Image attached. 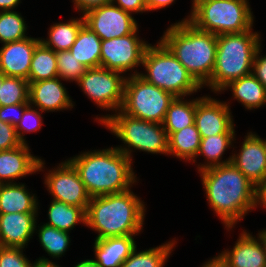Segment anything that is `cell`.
Listing matches in <instances>:
<instances>
[{
    "label": "cell",
    "mask_w": 266,
    "mask_h": 267,
    "mask_svg": "<svg viewBox=\"0 0 266 267\" xmlns=\"http://www.w3.org/2000/svg\"><path fill=\"white\" fill-rule=\"evenodd\" d=\"M197 173L209 207L226 230H233L249 212L259 207V189L232 162Z\"/></svg>",
    "instance_id": "cell-1"
},
{
    "label": "cell",
    "mask_w": 266,
    "mask_h": 267,
    "mask_svg": "<svg viewBox=\"0 0 266 267\" xmlns=\"http://www.w3.org/2000/svg\"><path fill=\"white\" fill-rule=\"evenodd\" d=\"M67 160L91 198L125 192L139 181L133 170L134 161L113 146L81 152Z\"/></svg>",
    "instance_id": "cell-2"
},
{
    "label": "cell",
    "mask_w": 266,
    "mask_h": 267,
    "mask_svg": "<svg viewBox=\"0 0 266 267\" xmlns=\"http://www.w3.org/2000/svg\"><path fill=\"white\" fill-rule=\"evenodd\" d=\"M131 190L90 199L85 226L97 234L95 239L143 232L147 208L145 202Z\"/></svg>",
    "instance_id": "cell-3"
},
{
    "label": "cell",
    "mask_w": 266,
    "mask_h": 267,
    "mask_svg": "<svg viewBox=\"0 0 266 267\" xmlns=\"http://www.w3.org/2000/svg\"><path fill=\"white\" fill-rule=\"evenodd\" d=\"M163 33L160 41L204 89L215 66L217 35L179 20Z\"/></svg>",
    "instance_id": "cell-4"
},
{
    "label": "cell",
    "mask_w": 266,
    "mask_h": 267,
    "mask_svg": "<svg viewBox=\"0 0 266 267\" xmlns=\"http://www.w3.org/2000/svg\"><path fill=\"white\" fill-rule=\"evenodd\" d=\"M260 35L253 28L242 33L218 35L215 66L210 80L204 86L220 94L230 82L250 75L254 55L262 45Z\"/></svg>",
    "instance_id": "cell-5"
},
{
    "label": "cell",
    "mask_w": 266,
    "mask_h": 267,
    "mask_svg": "<svg viewBox=\"0 0 266 267\" xmlns=\"http://www.w3.org/2000/svg\"><path fill=\"white\" fill-rule=\"evenodd\" d=\"M94 119L122 141L123 145L116 148L131 160L135 150L168 156V135L163 124L132 117L121 109L114 114L97 115Z\"/></svg>",
    "instance_id": "cell-6"
},
{
    "label": "cell",
    "mask_w": 266,
    "mask_h": 267,
    "mask_svg": "<svg viewBox=\"0 0 266 267\" xmlns=\"http://www.w3.org/2000/svg\"><path fill=\"white\" fill-rule=\"evenodd\" d=\"M191 13L181 21L215 35L242 33L254 26L249 0H191Z\"/></svg>",
    "instance_id": "cell-7"
},
{
    "label": "cell",
    "mask_w": 266,
    "mask_h": 267,
    "mask_svg": "<svg viewBox=\"0 0 266 267\" xmlns=\"http://www.w3.org/2000/svg\"><path fill=\"white\" fill-rule=\"evenodd\" d=\"M142 67V78L175 97H188L203 88L160 40L148 45Z\"/></svg>",
    "instance_id": "cell-8"
},
{
    "label": "cell",
    "mask_w": 266,
    "mask_h": 267,
    "mask_svg": "<svg viewBox=\"0 0 266 267\" xmlns=\"http://www.w3.org/2000/svg\"><path fill=\"white\" fill-rule=\"evenodd\" d=\"M175 96L147 82L140 75H129L124 84L121 110L132 117L162 124Z\"/></svg>",
    "instance_id": "cell-9"
},
{
    "label": "cell",
    "mask_w": 266,
    "mask_h": 267,
    "mask_svg": "<svg viewBox=\"0 0 266 267\" xmlns=\"http://www.w3.org/2000/svg\"><path fill=\"white\" fill-rule=\"evenodd\" d=\"M126 77L103 67L89 68L76 84L97 107L113 114L122 108Z\"/></svg>",
    "instance_id": "cell-10"
},
{
    "label": "cell",
    "mask_w": 266,
    "mask_h": 267,
    "mask_svg": "<svg viewBox=\"0 0 266 267\" xmlns=\"http://www.w3.org/2000/svg\"><path fill=\"white\" fill-rule=\"evenodd\" d=\"M138 33L137 28L132 34L101 40L100 67L123 75L127 71L131 73H127L128 76L139 75L137 68L142 66L145 50L150 43L140 39Z\"/></svg>",
    "instance_id": "cell-11"
},
{
    "label": "cell",
    "mask_w": 266,
    "mask_h": 267,
    "mask_svg": "<svg viewBox=\"0 0 266 267\" xmlns=\"http://www.w3.org/2000/svg\"><path fill=\"white\" fill-rule=\"evenodd\" d=\"M53 168L44 174L43 183L53 200L86 211L91 197L74 166L66 159Z\"/></svg>",
    "instance_id": "cell-12"
},
{
    "label": "cell",
    "mask_w": 266,
    "mask_h": 267,
    "mask_svg": "<svg viewBox=\"0 0 266 267\" xmlns=\"http://www.w3.org/2000/svg\"><path fill=\"white\" fill-rule=\"evenodd\" d=\"M87 27L101 40H109L132 34L139 25L133 14L124 11L113 3L94 8L84 15Z\"/></svg>",
    "instance_id": "cell-13"
},
{
    "label": "cell",
    "mask_w": 266,
    "mask_h": 267,
    "mask_svg": "<svg viewBox=\"0 0 266 267\" xmlns=\"http://www.w3.org/2000/svg\"><path fill=\"white\" fill-rule=\"evenodd\" d=\"M229 103L212 98L211 95L197 98L194 123L201 137L236 134Z\"/></svg>",
    "instance_id": "cell-14"
},
{
    "label": "cell",
    "mask_w": 266,
    "mask_h": 267,
    "mask_svg": "<svg viewBox=\"0 0 266 267\" xmlns=\"http://www.w3.org/2000/svg\"><path fill=\"white\" fill-rule=\"evenodd\" d=\"M239 152L232 153L231 162L259 190L266 185V148L263 138L255 132H247ZM236 152V153H235Z\"/></svg>",
    "instance_id": "cell-15"
},
{
    "label": "cell",
    "mask_w": 266,
    "mask_h": 267,
    "mask_svg": "<svg viewBox=\"0 0 266 267\" xmlns=\"http://www.w3.org/2000/svg\"><path fill=\"white\" fill-rule=\"evenodd\" d=\"M29 148V144H22L0 151V184L16 183L14 180L45 171V161L31 154Z\"/></svg>",
    "instance_id": "cell-16"
},
{
    "label": "cell",
    "mask_w": 266,
    "mask_h": 267,
    "mask_svg": "<svg viewBox=\"0 0 266 267\" xmlns=\"http://www.w3.org/2000/svg\"><path fill=\"white\" fill-rule=\"evenodd\" d=\"M60 77L29 83V104L42 112H57L72 109L73 99Z\"/></svg>",
    "instance_id": "cell-17"
},
{
    "label": "cell",
    "mask_w": 266,
    "mask_h": 267,
    "mask_svg": "<svg viewBox=\"0 0 266 267\" xmlns=\"http://www.w3.org/2000/svg\"><path fill=\"white\" fill-rule=\"evenodd\" d=\"M40 37H27L23 40L2 44L0 47V72L8 77L28 80L34 49Z\"/></svg>",
    "instance_id": "cell-18"
},
{
    "label": "cell",
    "mask_w": 266,
    "mask_h": 267,
    "mask_svg": "<svg viewBox=\"0 0 266 267\" xmlns=\"http://www.w3.org/2000/svg\"><path fill=\"white\" fill-rule=\"evenodd\" d=\"M217 256L225 267H266V254L259 236L247 230L239 234L231 250L225 249Z\"/></svg>",
    "instance_id": "cell-19"
},
{
    "label": "cell",
    "mask_w": 266,
    "mask_h": 267,
    "mask_svg": "<svg viewBox=\"0 0 266 267\" xmlns=\"http://www.w3.org/2000/svg\"><path fill=\"white\" fill-rule=\"evenodd\" d=\"M39 213L0 214V246L27 248Z\"/></svg>",
    "instance_id": "cell-20"
},
{
    "label": "cell",
    "mask_w": 266,
    "mask_h": 267,
    "mask_svg": "<svg viewBox=\"0 0 266 267\" xmlns=\"http://www.w3.org/2000/svg\"><path fill=\"white\" fill-rule=\"evenodd\" d=\"M137 235H125L95 239L94 259L99 267H120L137 247Z\"/></svg>",
    "instance_id": "cell-21"
},
{
    "label": "cell",
    "mask_w": 266,
    "mask_h": 267,
    "mask_svg": "<svg viewBox=\"0 0 266 267\" xmlns=\"http://www.w3.org/2000/svg\"><path fill=\"white\" fill-rule=\"evenodd\" d=\"M36 194L30 193L25 183L0 184V214L40 213Z\"/></svg>",
    "instance_id": "cell-22"
},
{
    "label": "cell",
    "mask_w": 266,
    "mask_h": 267,
    "mask_svg": "<svg viewBox=\"0 0 266 267\" xmlns=\"http://www.w3.org/2000/svg\"><path fill=\"white\" fill-rule=\"evenodd\" d=\"M235 135L236 134H217L209 137H201L199 151L196 158L192 161L195 165H197L196 169L198 172L210 167L230 163L232 155L226 159L224 158V160H222V158L225 151L233 147L236 140ZM199 156H203L205 158L204 163H195Z\"/></svg>",
    "instance_id": "cell-23"
},
{
    "label": "cell",
    "mask_w": 266,
    "mask_h": 267,
    "mask_svg": "<svg viewBox=\"0 0 266 267\" xmlns=\"http://www.w3.org/2000/svg\"><path fill=\"white\" fill-rule=\"evenodd\" d=\"M228 89H231L233 99L247 110L266 106V88L252 73L230 82L220 93Z\"/></svg>",
    "instance_id": "cell-24"
},
{
    "label": "cell",
    "mask_w": 266,
    "mask_h": 267,
    "mask_svg": "<svg viewBox=\"0 0 266 267\" xmlns=\"http://www.w3.org/2000/svg\"><path fill=\"white\" fill-rule=\"evenodd\" d=\"M201 135L195 125L185 127L180 131L172 132L168 136V156L192 162L199 151Z\"/></svg>",
    "instance_id": "cell-25"
},
{
    "label": "cell",
    "mask_w": 266,
    "mask_h": 267,
    "mask_svg": "<svg viewBox=\"0 0 266 267\" xmlns=\"http://www.w3.org/2000/svg\"><path fill=\"white\" fill-rule=\"evenodd\" d=\"M85 24L84 17L71 18L67 22L54 23L49 27L47 38H40V42L55 52L68 51L76 41L78 32Z\"/></svg>",
    "instance_id": "cell-26"
},
{
    "label": "cell",
    "mask_w": 266,
    "mask_h": 267,
    "mask_svg": "<svg viewBox=\"0 0 266 267\" xmlns=\"http://www.w3.org/2000/svg\"><path fill=\"white\" fill-rule=\"evenodd\" d=\"M69 51L88 69L100 67L101 39L85 24Z\"/></svg>",
    "instance_id": "cell-27"
},
{
    "label": "cell",
    "mask_w": 266,
    "mask_h": 267,
    "mask_svg": "<svg viewBox=\"0 0 266 267\" xmlns=\"http://www.w3.org/2000/svg\"><path fill=\"white\" fill-rule=\"evenodd\" d=\"M186 98L175 97L169 105L162 123L168 136L194 124L197 97L188 100Z\"/></svg>",
    "instance_id": "cell-28"
},
{
    "label": "cell",
    "mask_w": 266,
    "mask_h": 267,
    "mask_svg": "<svg viewBox=\"0 0 266 267\" xmlns=\"http://www.w3.org/2000/svg\"><path fill=\"white\" fill-rule=\"evenodd\" d=\"M47 214L49 220L45 224L68 233L79 223L86 225V211L64 202L52 199Z\"/></svg>",
    "instance_id": "cell-29"
},
{
    "label": "cell",
    "mask_w": 266,
    "mask_h": 267,
    "mask_svg": "<svg viewBox=\"0 0 266 267\" xmlns=\"http://www.w3.org/2000/svg\"><path fill=\"white\" fill-rule=\"evenodd\" d=\"M175 240L173 238L162 245L142 251H137L136 247L120 267H164L176 247Z\"/></svg>",
    "instance_id": "cell-30"
},
{
    "label": "cell",
    "mask_w": 266,
    "mask_h": 267,
    "mask_svg": "<svg viewBox=\"0 0 266 267\" xmlns=\"http://www.w3.org/2000/svg\"><path fill=\"white\" fill-rule=\"evenodd\" d=\"M55 77H58L56 52L40 42L34 49L27 81L31 83Z\"/></svg>",
    "instance_id": "cell-31"
},
{
    "label": "cell",
    "mask_w": 266,
    "mask_h": 267,
    "mask_svg": "<svg viewBox=\"0 0 266 267\" xmlns=\"http://www.w3.org/2000/svg\"><path fill=\"white\" fill-rule=\"evenodd\" d=\"M35 224L34 234H38V241L41 244L43 250L52 259H60L63 257L65 252H67L69 246L71 245L70 233L61 231L45 223L43 225ZM38 228V229H37ZM63 255V256H62Z\"/></svg>",
    "instance_id": "cell-32"
},
{
    "label": "cell",
    "mask_w": 266,
    "mask_h": 267,
    "mask_svg": "<svg viewBox=\"0 0 266 267\" xmlns=\"http://www.w3.org/2000/svg\"><path fill=\"white\" fill-rule=\"evenodd\" d=\"M28 25L18 11L0 12V43L6 44L14 41L23 40L29 36L27 32Z\"/></svg>",
    "instance_id": "cell-33"
},
{
    "label": "cell",
    "mask_w": 266,
    "mask_h": 267,
    "mask_svg": "<svg viewBox=\"0 0 266 267\" xmlns=\"http://www.w3.org/2000/svg\"><path fill=\"white\" fill-rule=\"evenodd\" d=\"M29 103V82L19 77L3 79L0 86V106Z\"/></svg>",
    "instance_id": "cell-34"
},
{
    "label": "cell",
    "mask_w": 266,
    "mask_h": 267,
    "mask_svg": "<svg viewBox=\"0 0 266 267\" xmlns=\"http://www.w3.org/2000/svg\"><path fill=\"white\" fill-rule=\"evenodd\" d=\"M56 59L58 77L66 82L74 81V83H76L88 69L80 63L69 50L56 52Z\"/></svg>",
    "instance_id": "cell-35"
},
{
    "label": "cell",
    "mask_w": 266,
    "mask_h": 267,
    "mask_svg": "<svg viewBox=\"0 0 266 267\" xmlns=\"http://www.w3.org/2000/svg\"><path fill=\"white\" fill-rule=\"evenodd\" d=\"M42 111L29 105L23 112L22 118L15 127L17 136L22 144H28L26 133H34L41 130L43 125Z\"/></svg>",
    "instance_id": "cell-36"
},
{
    "label": "cell",
    "mask_w": 266,
    "mask_h": 267,
    "mask_svg": "<svg viewBox=\"0 0 266 267\" xmlns=\"http://www.w3.org/2000/svg\"><path fill=\"white\" fill-rule=\"evenodd\" d=\"M23 251L25 248L0 246V267H33Z\"/></svg>",
    "instance_id": "cell-37"
},
{
    "label": "cell",
    "mask_w": 266,
    "mask_h": 267,
    "mask_svg": "<svg viewBox=\"0 0 266 267\" xmlns=\"http://www.w3.org/2000/svg\"><path fill=\"white\" fill-rule=\"evenodd\" d=\"M22 145L16 129L11 124L0 120V151L9 150Z\"/></svg>",
    "instance_id": "cell-38"
},
{
    "label": "cell",
    "mask_w": 266,
    "mask_h": 267,
    "mask_svg": "<svg viewBox=\"0 0 266 267\" xmlns=\"http://www.w3.org/2000/svg\"><path fill=\"white\" fill-rule=\"evenodd\" d=\"M29 103L0 106V120L16 127Z\"/></svg>",
    "instance_id": "cell-39"
},
{
    "label": "cell",
    "mask_w": 266,
    "mask_h": 267,
    "mask_svg": "<svg viewBox=\"0 0 266 267\" xmlns=\"http://www.w3.org/2000/svg\"><path fill=\"white\" fill-rule=\"evenodd\" d=\"M261 45L257 48L253 59L252 74L266 88V55H262Z\"/></svg>",
    "instance_id": "cell-40"
},
{
    "label": "cell",
    "mask_w": 266,
    "mask_h": 267,
    "mask_svg": "<svg viewBox=\"0 0 266 267\" xmlns=\"http://www.w3.org/2000/svg\"><path fill=\"white\" fill-rule=\"evenodd\" d=\"M112 3L131 14L148 13L144 0H112Z\"/></svg>",
    "instance_id": "cell-41"
},
{
    "label": "cell",
    "mask_w": 266,
    "mask_h": 267,
    "mask_svg": "<svg viewBox=\"0 0 266 267\" xmlns=\"http://www.w3.org/2000/svg\"><path fill=\"white\" fill-rule=\"evenodd\" d=\"M72 2L74 4L73 8L78 10L77 13L80 12V15H84L94 8L112 3V0H72Z\"/></svg>",
    "instance_id": "cell-42"
},
{
    "label": "cell",
    "mask_w": 266,
    "mask_h": 267,
    "mask_svg": "<svg viewBox=\"0 0 266 267\" xmlns=\"http://www.w3.org/2000/svg\"><path fill=\"white\" fill-rule=\"evenodd\" d=\"M147 7V11H155L160 9H165L175 3L176 0H144Z\"/></svg>",
    "instance_id": "cell-43"
},
{
    "label": "cell",
    "mask_w": 266,
    "mask_h": 267,
    "mask_svg": "<svg viewBox=\"0 0 266 267\" xmlns=\"http://www.w3.org/2000/svg\"><path fill=\"white\" fill-rule=\"evenodd\" d=\"M20 3L21 0H0V12L14 10Z\"/></svg>",
    "instance_id": "cell-44"
},
{
    "label": "cell",
    "mask_w": 266,
    "mask_h": 267,
    "mask_svg": "<svg viewBox=\"0 0 266 267\" xmlns=\"http://www.w3.org/2000/svg\"><path fill=\"white\" fill-rule=\"evenodd\" d=\"M33 267H61L55 262H52L49 258H46L44 256L39 257L35 260Z\"/></svg>",
    "instance_id": "cell-45"
},
{
    "label": "cell",
    "mask_w": 266,
    "mask_h": 267,
    "mask_svg": "<svg viewBox=\"0 0 266 267\" xmlns=\"http://www.w3.org/2000/svg\"><path fill=\"white\" fill-rule=\"evenodd\" d=\"M200 267H225L223 261L216 255L204 262Z\"/></svg>",
    "instance_id": "cell-46"
},
{
    "label": "cell",
    "mask_w": 266,
    "mask_h": 267,
    "mask_svg": "<svg viewBox=\"0 0 266 267\" xmlns=\"http://www.w3.org/2000/svg\"><path fill=\"white\" fill-rule=\"evenodd\" d=\"M259 206L266 209V185L259 190Z\"/></svg>",
    "instance_id": "cell-47"
},
{
    "label": "cell",
    "mask_w": 266,
    "mask_h": 267,
    "mask_svg": "<svg viewBox=\"0 0 266 267\" xmlns=\"http://www.w3.org/2000/svg\"><path fill=\"white\" fill-rule=\"evenodd\" d=\"M74 267H99L92 259H85L78 262Z\"/></svg>",
    "instance_id": "cell-48"
},
{
    "label": "cell",
    "mask_w": 266,
    "mask_h": 267,
    "mask_svg": "<svg viewBox=\"0 0 266 267\" xmlns=\"http://www.w3.org/2000/svg\"><path fill=\"white\" fill-rule=\"evenodd\" d=\"M256 235L259 236L266 254V229L264 228L263 230L258 231V234Z\"/></svg>",
    "instance_id": "cell-49"
},
{
    "label": "cell",
    "mask_w": 266,
    "mask_h": 267,
    "mask_svg": "<svg viewBox=\"0 0 266 267\" xmlns=\"http://www.w3.org/2000/svg\"><path fill=\"white\" fill-rule=\"evenodd\" d=\"M6 76L0 72V86H2V83H3V79L5 78Z\"/></svg>",
    "instance_id": "cell-50"
}]
</instances>
